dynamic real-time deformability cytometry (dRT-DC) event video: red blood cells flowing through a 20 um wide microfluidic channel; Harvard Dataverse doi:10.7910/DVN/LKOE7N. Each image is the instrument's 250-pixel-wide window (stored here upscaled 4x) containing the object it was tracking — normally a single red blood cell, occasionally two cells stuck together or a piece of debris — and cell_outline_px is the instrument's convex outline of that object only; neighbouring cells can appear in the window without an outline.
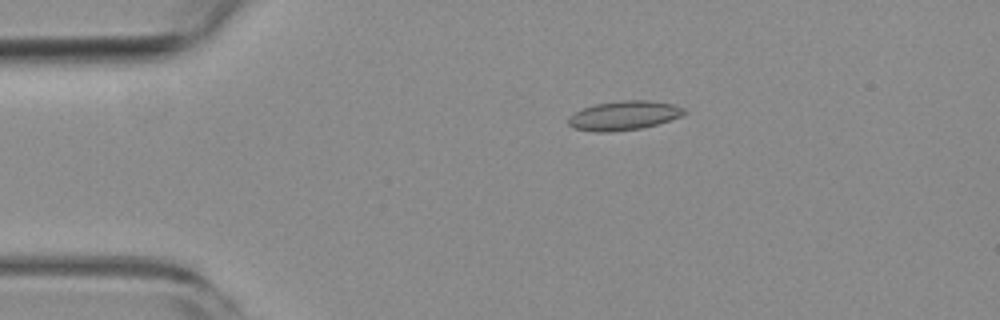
{"species": "common noctule bat (a hibernating species)", "species_latin": "Nyctalus noctula", "temperature_condition": "room temperature", "stored_images_in_passage": 56, "camera_frame_rate_fps": 3000, "um_per_image_px": 0.085, "animal": {"sex": "female", "body_mass_g": 19.3, "forearm_length_mm": 54.1}, "frame": {"image": 1, "passage_image": 11, "time_ms": 3.333, "image_size_px": [1000, 320], "cell_outline_px": [[688, 112], [680, 116], [656, 124], [640, 128], [608, 132], [596, 132], [572, 128], [568, 124], [568, 116], [584, 108], [596, 104], [624, 100], [648, 100], [676, 104], [684, 108]], "centroid_in_image_um": [53.03, 9.81], "position_along_channel_um": 32.0, "area_um2": 19.59}}
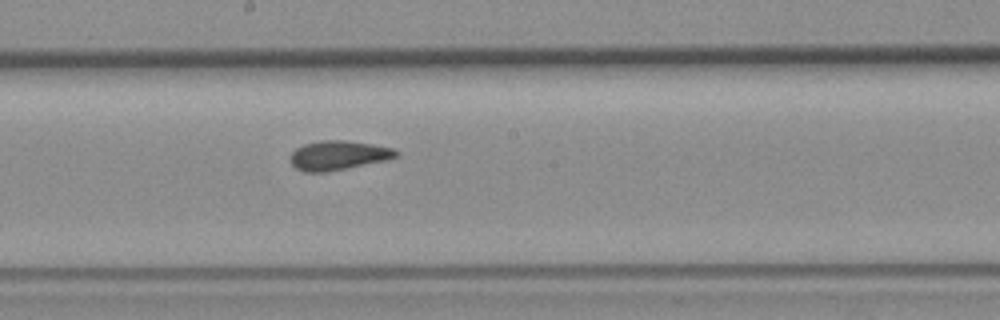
{"frame": {"image": 2, "passage_image": 30, "time_ms": 9.667, "image_size_px": [1000, 320], "cell_outline_px": [[400, 152], [396, 156], [384, 160], [328, 172], [304, 172], [296, 168], [292, 164], [288, 156], [296, 148], [304, 144], [320, 140], [344, 140], [372, 144], [392, 148]], "centroid_in_image_um": [28.7, 13.2], "position_along_channel_um": 219.5, "area_um2": 17.98}}
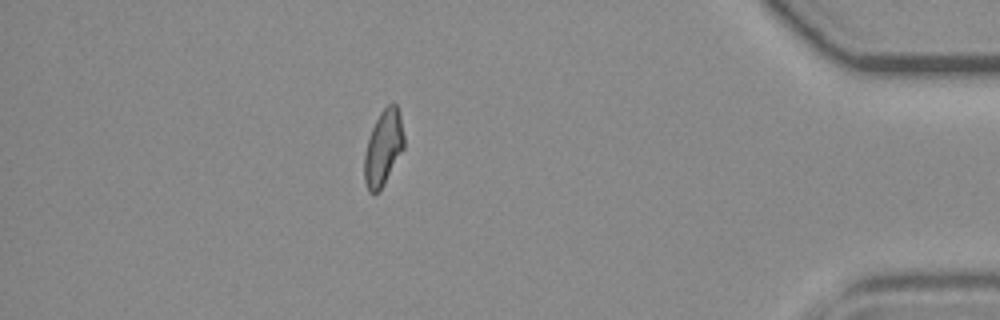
{"frame": {"image": 3, "passage_image": 49, "time_ms": 16.0, "image_size_px": [1000, 320], "cell_outline_px": [[404, 148], [380, 192], [368, 192], [364, 180], [364, 152], [372, 128], [380, 112], [388, 104], [396, 104], [400, 116], [404, 136]], "centroid_in_image_um": [32.57, 12.6], "position_along_channel_um": 402.6, "area_um2": 17.4}, "authors_computed_cell_mechanics": {"area_um2": 17.9758, "velocity_mm_per_s": 3.6502, "shape_relaxation_time_tau1_ms": null, "shape_relaxation_time_tau2_ms": 1.489, "deformation_change_tau1": null, "deformation_change_tau2": 0.073}}